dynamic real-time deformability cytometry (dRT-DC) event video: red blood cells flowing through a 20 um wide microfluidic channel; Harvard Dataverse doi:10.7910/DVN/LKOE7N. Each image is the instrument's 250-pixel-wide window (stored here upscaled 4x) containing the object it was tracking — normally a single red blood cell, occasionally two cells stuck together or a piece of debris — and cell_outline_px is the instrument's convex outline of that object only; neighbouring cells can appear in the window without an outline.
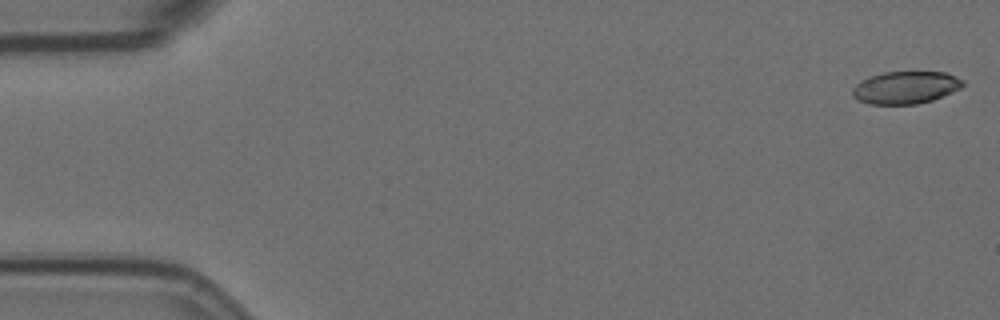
{"species": "Egyptian fruit bat (a non-hibernating species)", "species_latin": "Rousettus aegyptiacus", "temperature_condition": "room temperature", "stored_images_in_passage": 35, "camera_frame_rate_fps": 3000, "um_per_image_px": 0.085, "animal": {"sex": "female"}, "frame": {"image": 1, "passage_image": 1, "time_ms": 0.0, "image_size_px": [1000, 320], "cell_outline_px": [[964, 84], [960, 88], [952, 92], [932, 100], [916, 104], [868, 104], [856, 100], [852, 96], [852, 88], [860, 80], [884, 72], [944, 72], [956, 76], [964, 80]], "centroid_in_image_um": [76.95, 7.44], "position_along_channel_um": 8.1, "area_um2": 20.92}}
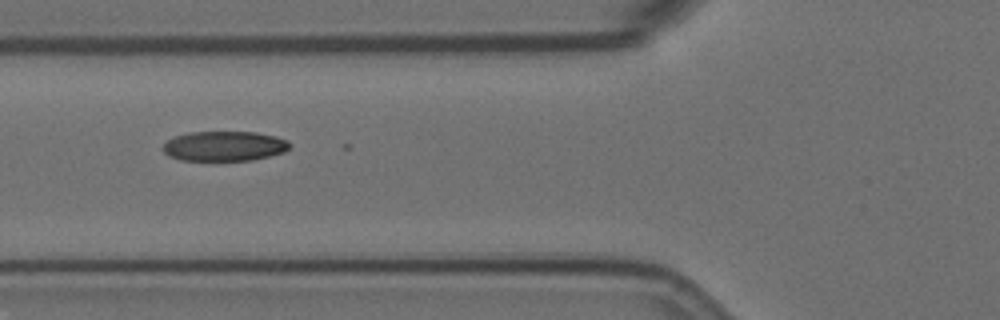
{"frame": {"image": 2, "passage_image": 21, "time_ms": 6.667, "image_size_px": [1000, 320], "cell_outline_px": [[292, 144], [284, 152], [252, 160], [180, 160], [168, 156], [160, 148], [168, 140], [176, 136], [188, 132], [256, 132], [276, 136], [288, 140]], "centroid_in_image_um": [19.06, 12.41], "position_along_channel_um": 106.7, "area_um2": 22.14}}
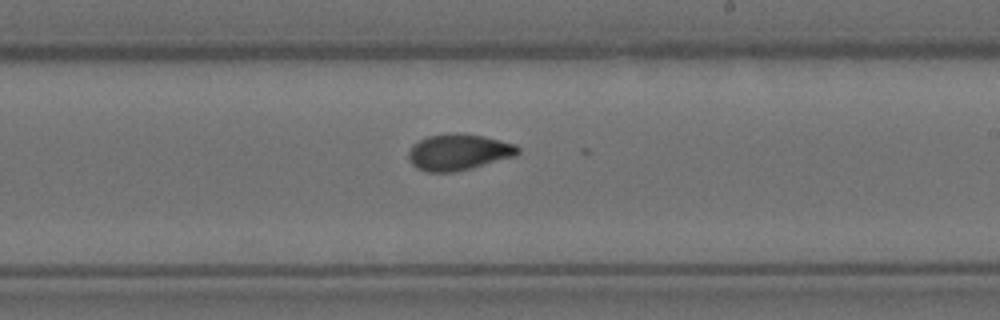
{"frame": {"image": 3, "passage_image": 33, "time_ms": 10.667, "image_size_px": [1000, 320], "cell_outline_px": [[520, 152], [516, 156], [472, 168], [452, 172], [428, 172], [416, 168], [412, 164], [408, 156], [408, 152], [412, 144], [428, 136], [456, 132], [464, 132], [484, 136], [516, 144], [520, 148]], "centroid_in_image_um": [39.0, 12.92], "position_along_channel_um": 250.0, "area_um2": 23.35}}